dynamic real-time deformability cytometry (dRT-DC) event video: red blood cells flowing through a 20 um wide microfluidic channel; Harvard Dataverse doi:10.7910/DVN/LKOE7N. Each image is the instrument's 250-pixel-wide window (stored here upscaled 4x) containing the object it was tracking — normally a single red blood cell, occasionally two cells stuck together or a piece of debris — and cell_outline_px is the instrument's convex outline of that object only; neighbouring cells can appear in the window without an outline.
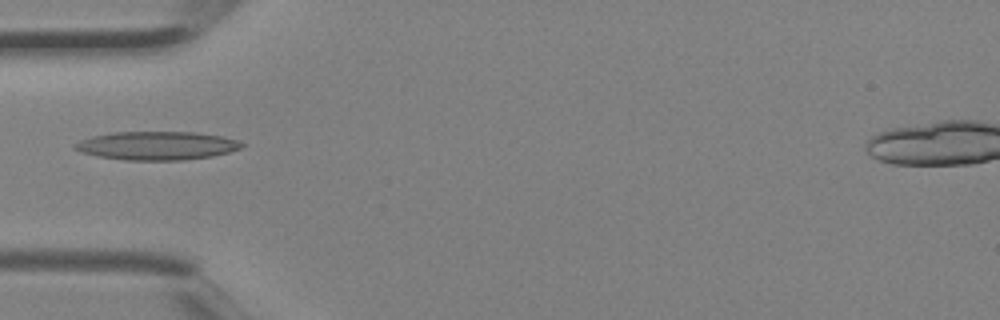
{"species": "Egyptian fruit bat (a non-hibernating species)", "species_latin": "Rousettus aegyptiacus", "temperature_condition": "room temperature", "stored_images_in_passage": 4, "camera_frame_rate_fps": 3000, "um_per_image_px": 0.085, "animal": {"sex": "female"}, "frame": {"image": 1, "passage_image": 4, "time_ms": 1.0, "image_size_px": [1000, 320], "cell_outline_px": [[244, 144], [240, 148], [228, 152], [212, 156], [184, 160], [124, 160], [96, 156], [80, 152], [72, 148], [72, 144], [80, 140], [92, 136], [112, 132], [196, 132], [220, 136], [236, 140]], "centroid_in_image_um": [13.26, 12.38], "position_along_channel_um": 71.7, "area_um2": 27.74}}